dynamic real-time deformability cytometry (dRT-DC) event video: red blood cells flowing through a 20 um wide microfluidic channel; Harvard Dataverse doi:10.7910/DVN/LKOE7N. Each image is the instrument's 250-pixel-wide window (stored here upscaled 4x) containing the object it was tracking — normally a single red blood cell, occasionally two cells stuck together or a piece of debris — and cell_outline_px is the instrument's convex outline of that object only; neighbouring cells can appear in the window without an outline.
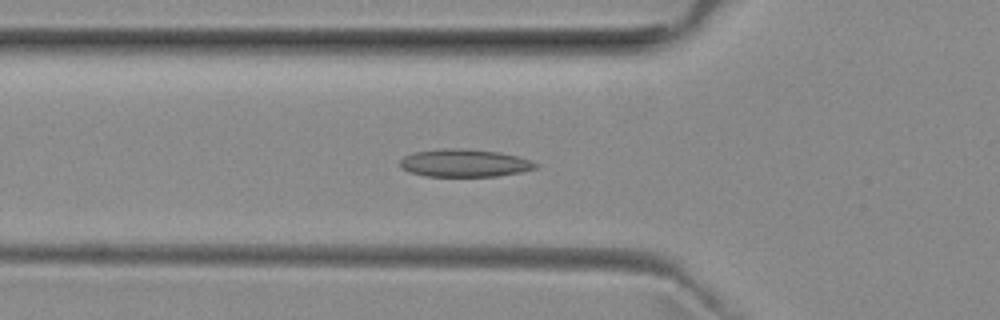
{"species": "common noctule bat (a hibernating species)", "species_latin": "Nyctalus noctula", "temperature_condition": "room temperature", "stored_images_in_passage": 34, "camera_frame_rate_fps": 3000, "um_per_image_px": 0.085, "animal": {"sex": "female", "body_mass_g": 29.2, "forearm_length_mm": 56.3}, "frame": {"image": 1, "passage_image": 2, "time_ms": 0.333, "image_size_px": [1000, 320], "cell_outline_px": [[540, 164], [536, 168], [520, 172], [496, 176], [424, 176], [408, 172], [400, 168], [400, 160], [404, 156], [416, 152], [440, 148], [464, 148], [500, 152], [532, 160]], "centroid_in_image_um": [39.47, 13.85], "position_along_channel_um": 86.3, "area_um2": 22.08}}
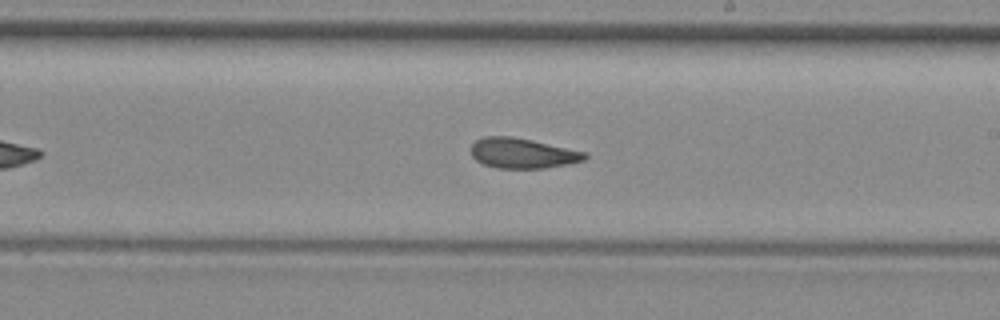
{"frame": {"image": 2, "passage_image": 14, "time_ms": 4.333, "image_size_px": [1000, 320], "cell_outline_px": [[588, 156], [584, 160], [568, 164], [544, 168], [496, 168], [484, 164], [476, 160], [472, 156], [468, 148], [476, 140], [484, 136], [512, 136], [532, 140], [588, 152]], "centroid_in_image_um": [44.4, 13.01], "position_along_channel_um": 244.6, "area_um2": 20.23}}
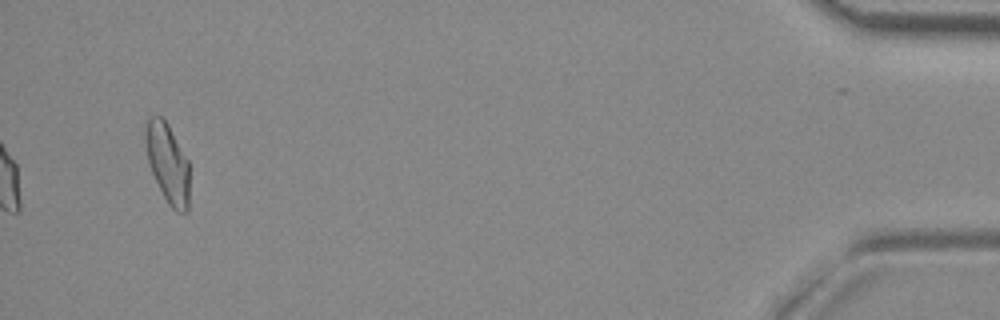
{"frame": {"image": 3, "passage_image": 34, "time_ms": 11.0, "image_size_px": [1000, 320], "cell_outline_px": [[188, 212], [176, 212], [168, 204], [148, 164], [144, 140], [144, 128], [148, 116], [160, 116], [168, 124], [188, 160]], "centroid_in_image_um": [14.22, 13.83], "position_along_channel_um": 421.0, "area_um2": 20.35}}